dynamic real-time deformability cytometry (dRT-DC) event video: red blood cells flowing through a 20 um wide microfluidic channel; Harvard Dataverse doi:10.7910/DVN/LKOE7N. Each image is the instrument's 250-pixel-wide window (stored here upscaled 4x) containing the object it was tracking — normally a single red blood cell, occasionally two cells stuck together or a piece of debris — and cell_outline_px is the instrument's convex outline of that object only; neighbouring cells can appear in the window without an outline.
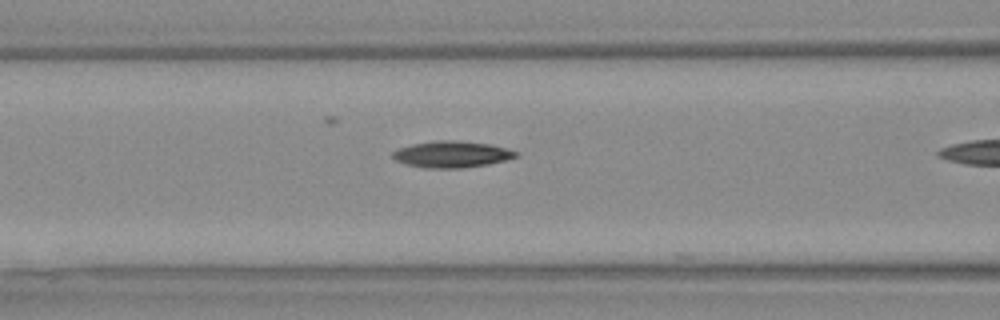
{"species": "Egyptian fruit bat (a non-hibernating species)", "species_latin": "Rousettus aegyptiacus", "temperature_condition": "warm", "stored_images_in_passage": 16, "camera_frame_rate_fps": 3000, "um_per_image_px": 0.085, "animal": {"sex": "female"}, "frame": {"image": 1, "passage_image": 5, "time_ms": 1.333, "image_size_px": [1000, 320], "cell_outline_px": [[516, 156], [504, 160], [488, 164], [460, 168], [428, 168], [408, 164], [396, 160], [392, 156], [392, 152], [400, 148], [412, 144], [440, 140], [456, 140], [488, 144], [504, 148], [516, 152]], "centroid_in_image_um": [38.36, 13.11], "position_along_channel_um": 128.2, "area_um2": 18.5}}